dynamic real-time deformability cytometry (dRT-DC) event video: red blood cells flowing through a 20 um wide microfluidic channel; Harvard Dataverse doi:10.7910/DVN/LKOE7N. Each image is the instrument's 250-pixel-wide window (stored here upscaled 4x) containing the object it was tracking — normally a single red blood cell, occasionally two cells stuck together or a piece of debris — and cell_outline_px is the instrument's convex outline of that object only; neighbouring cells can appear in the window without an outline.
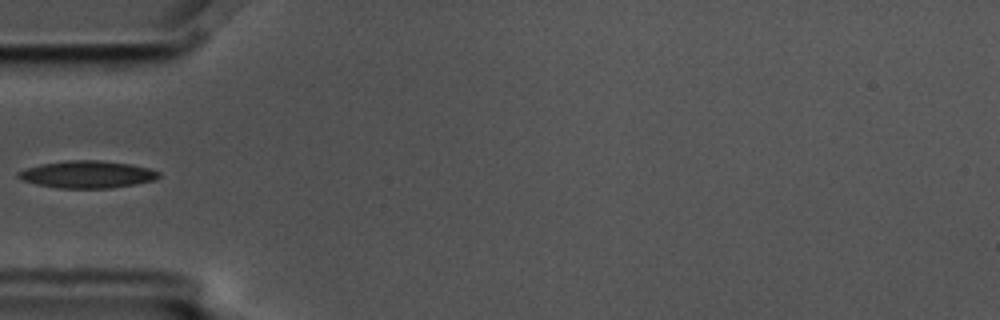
{"species": "common noctule bat (a hibernating species)", "species_latin": "Nyctalus noctula", "temperature_condition": "cold", "stored_images_in_passage": 8, "camera_frame_rate_fps": 3000, "um_per_image_px": 0.085, "animal": {"sex": "male", "body_mass_g": 17.5, "forearm_length_mm": 52.3}, "frame": {"image": 1, "passage_image": 5, "time_ms": 1.333, "image_size_px": [1000, 320], "cell_outline_px": [[160, 176], [156, 180], [136, 184], [112, 188], [60, 188], [36, 184], [24, 180], [16, 176], [16, 172], [40, 164], [68, 160], [100, 160], [128, 164], [148, 168], [160, 172]], "centroid_in_image_um": [7.43, 14.83], "position_along_channel_um": 77.6, "area_um2": 22.25}}